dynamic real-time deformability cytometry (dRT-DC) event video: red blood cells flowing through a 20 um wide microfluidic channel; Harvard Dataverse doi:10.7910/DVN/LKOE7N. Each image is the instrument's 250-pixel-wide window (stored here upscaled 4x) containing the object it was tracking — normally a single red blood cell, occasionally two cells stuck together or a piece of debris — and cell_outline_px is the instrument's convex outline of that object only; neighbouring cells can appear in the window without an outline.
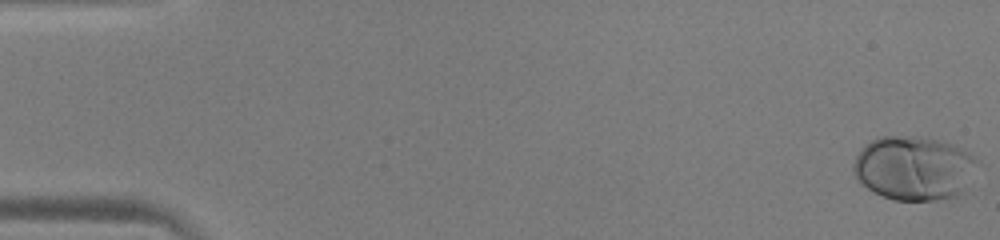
{"species": "human", "species_latin": "Homo sapiens", "temperature_condition": "warm", "stored_images_in_passage": 14, "camera_frame_rate_fps": 3000, "um_per_image_px": 0.085, "donor": {"sex": "male"}, "frame": {"image": 1, "passage_image": 1, "time_ms": 0.0, "image_size_px": [1000, 240], "cell_outline_px": [[980, 160], [960, 192], [956, 196], [936, 200], [896, 200], [872, 192], [860, 184], [856, 180], [852, 172], [852, 164], [860, 148], [864, 144], [872, 140], [884, 136], [920, 136], [952, 144]], "centroid_in_image_um": [77.59, 14.28], "position_along_channel_um": 7.4, "area_um2": 46.18}}